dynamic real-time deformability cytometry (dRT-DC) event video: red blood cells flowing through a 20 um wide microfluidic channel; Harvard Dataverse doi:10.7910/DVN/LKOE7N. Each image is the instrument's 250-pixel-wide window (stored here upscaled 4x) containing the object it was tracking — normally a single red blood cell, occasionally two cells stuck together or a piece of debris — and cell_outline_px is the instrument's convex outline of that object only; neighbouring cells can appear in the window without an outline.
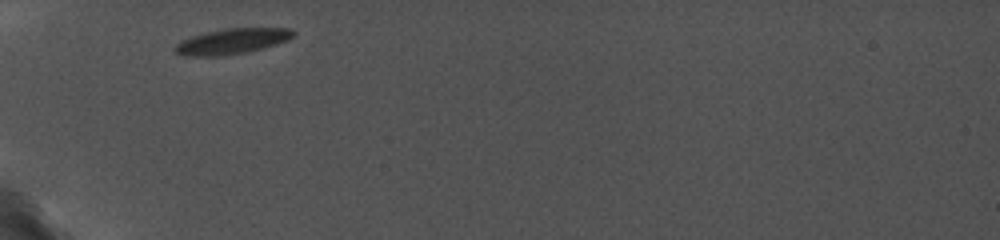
{"species": "common noctule bat (a hibernating species)", "species_latin": "Nyctalus noctula", "temperature_condition": "cold", "stored_images_in_passage": 3, "camera_frame_rate_fps": 5000, "um_per_image_px": 0.085, "animal": {"sex": "female", "body_mass_g": 19.0, "forearm_length_mm": 56.7}, "frame": {"image": 1, "passage_image": 1, "time_ms": 0.0, "image_size_px": [1000, 240], "cell_outline_px": [[296, 36], [288, 40], [276, 44], [244, 52], [220, 56], [184, 56], [176, 52], [172, 48], [176, 44], [192, 36], [224, 28], [288, 28], [296, 32]], "centroid_in_image_um": [19.73, 3.5], "position_along_channel_um": 65.3, "area_um2": 17.4}}
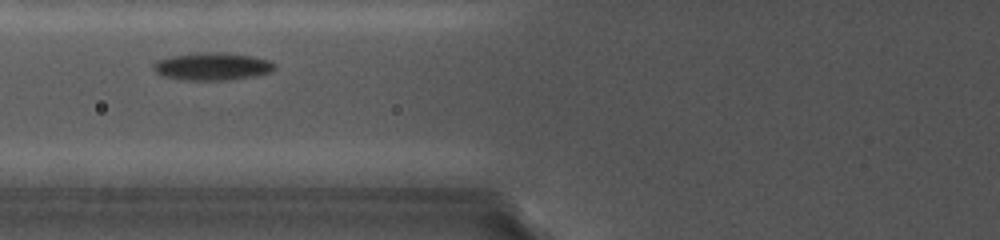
{"frame": {"image": 2, "passage_image": 2, "time_ms": 1.4, "image_size_px": [1000, 240], "cell_outline_px": [[276, 68], [272, 72], [252, 76], [228, 80], [176, 80], [160, 76], [152, 68], [152, 64], [156, 60], [172, 56], [212, 52], [216, 52], [252, 56], [268, 60]], "centroid_in_image_um": [17.97, 5.67], "position_along_channel_um": 107.8, "area_um2": 19.42}}